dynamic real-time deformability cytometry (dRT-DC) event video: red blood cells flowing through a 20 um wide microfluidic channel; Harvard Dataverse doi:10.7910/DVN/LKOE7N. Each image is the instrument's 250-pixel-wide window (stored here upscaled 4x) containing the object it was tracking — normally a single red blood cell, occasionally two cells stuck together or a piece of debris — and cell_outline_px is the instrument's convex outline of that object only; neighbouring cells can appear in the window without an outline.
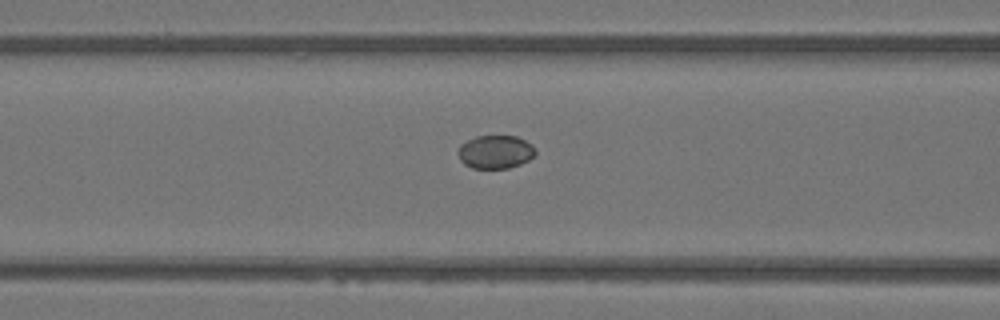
{"species": "Egyptian fruit bat (a non-hibernating species)", "species_latin": "Rousettus aegyptiacus", "temperature_condition": "warm", "stored_images_in_passage": 18, "camera_frame_rate_fps": 3000, "um_per_image_px": 0.085, "animal": {"sex": "female"}, "frame": {"image": 1, "passage_image": 16, "time_ms": 5.0, "image_size_px": [1000, 320], "cell_outline_px": [[536, 152], [528, 160], [520, 164], [508, 168], [472, 168], [464, 164], [460, 160], [456, 152], [460, 144], [476, 136], [516, 136], [532, 144], [536, 148]], "centroid_in_image_um": [42.08, 12.91], "position_along_channel_um": 124.5, "area_um2": 15.09}}